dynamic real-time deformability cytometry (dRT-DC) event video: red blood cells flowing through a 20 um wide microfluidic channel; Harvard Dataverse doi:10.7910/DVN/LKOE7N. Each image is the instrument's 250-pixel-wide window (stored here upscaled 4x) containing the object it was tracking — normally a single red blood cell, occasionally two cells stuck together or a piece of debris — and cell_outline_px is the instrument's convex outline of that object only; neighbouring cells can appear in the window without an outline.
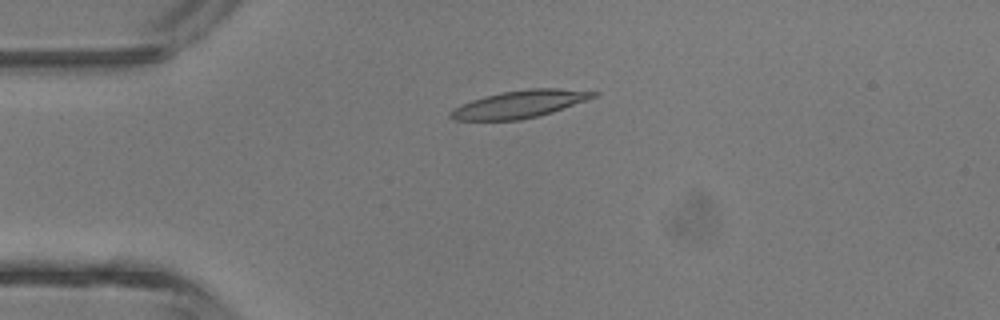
{"species": "common noctule bat (a hibernating species)", "species_latin": "Nyctalus noctula", "temperature_condition": "room temperature", "stored_images_in_passage": 3, "camera_frame_rate_fps": 3000, "um_per_image_px": 0.085, "animal": {"sex": "male", "body_mass_g": 13.3}, "frame": {"image": 1, "passage_image": 3, "time_ms": 2.333, "image_size_px": [1000, 320], "cell_outline_px": [[600, 92], [596, 96], [588, 100], [552, 112], [520, 120], [452, 120], [448, 116], [448, 112], [460, 104], [484, 96], [500, 92], [528, 88], [560, 88]], "centroid_in_image_um": [44.15, 8.84], "position_along_channel_um": 40.8, "area_um2": 23.0}}